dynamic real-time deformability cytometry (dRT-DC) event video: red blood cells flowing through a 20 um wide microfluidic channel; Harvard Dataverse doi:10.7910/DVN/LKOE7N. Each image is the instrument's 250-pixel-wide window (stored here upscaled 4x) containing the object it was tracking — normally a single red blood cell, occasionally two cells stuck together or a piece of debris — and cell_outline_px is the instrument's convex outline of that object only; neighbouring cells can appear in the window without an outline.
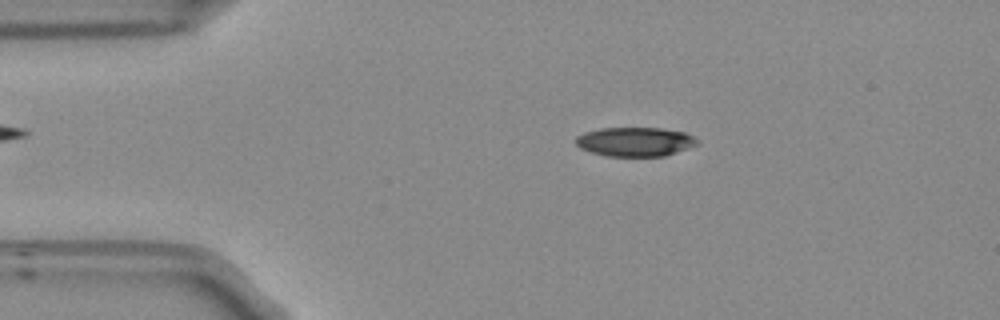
{"species": "Egyptian fruit bat (a non-hibernating species)", "species_latin": "Rousettus aegyptiacus", "temperature_condition": "room temperature", "stored_images_in_passage": 53, "camera_frame_rate_fps": 3000, "um_per_image_px": 0.085, "frame": {"image": 1, "passage_image": 9, "time_ms": 2.667, "image_size_px": [1000, 320], "cell_outline_px": [[700, 144], [664, 156], [604, 156], [580, 148], [576, 144], [576, 136], [584, 132], [600, 128], [660, 128], [684, 132], [700, 140]], "centroid_in_image_um": [53.99, 12.05], "position_along_channel_um": 31.0, "area_um2": 20.69}}
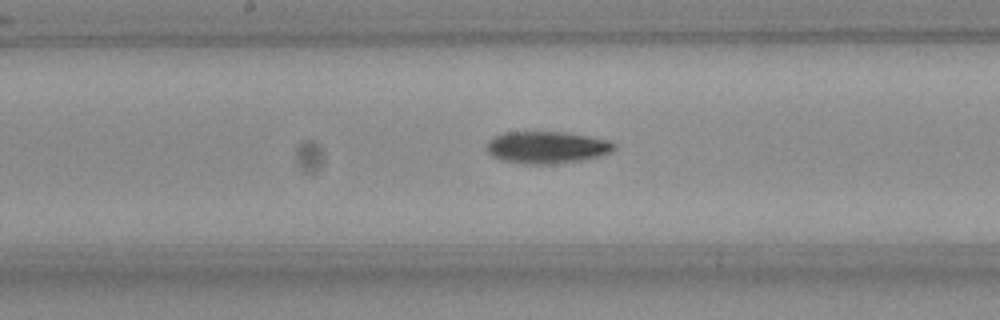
{"frame": {"image": 2, "passage_image": 26, "time_ms": 8.333, "image_size_px": [1000, 320], "cell_outline_px": [[616, 148], [600, 156], [584, 160], [548, 164], [524, 164], [500, 160], [492, 156], [488, 152], [488, 140], [504, 132], [564, 132], [588, 136], [608, 140], [616, 144]], "centroid_in_image_um": [46.48, 12.53], "position_along_channel_um": 201.7, "area_um2": 23.76}}
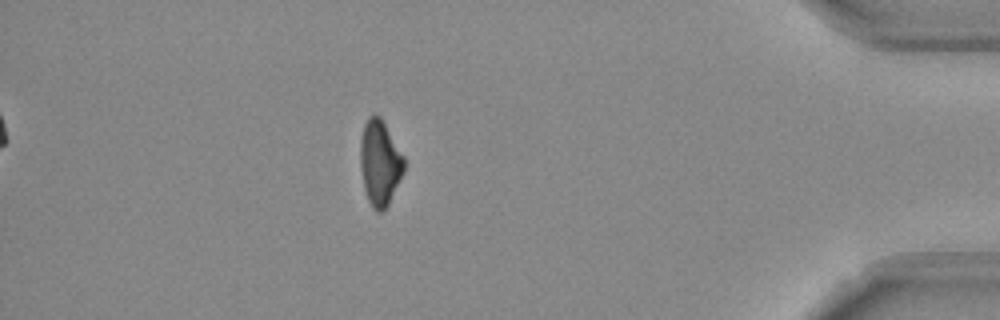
{"frame": {"image": 3, "passage_image": 46, "time_ms": 15.0, "image_size_px": [1000, 320], "cell_outline_px": [[404, 172], [384, 212], [376, 212], [372, 208], [368, 200], [364, 188], [360, 164], [360, 140], [364, 124], [368, 116], [380, 116], [404, 156]], "centroid_in_image_um": [32.28, 13.86], "position_along_channel_um": 402.9, "area_um2": 21.73}, "authors_computed_cell_mechanics": {"area_um2": 22.3108, "velocity_mm_per_s": 3.7501, "shape_relaxation_time_tau1_ms": 7.6883, "shape_relaxation_time_tau2_ms": null, "deformation_change_tau1": 0.1752, "deformation_change_tau2": null}}